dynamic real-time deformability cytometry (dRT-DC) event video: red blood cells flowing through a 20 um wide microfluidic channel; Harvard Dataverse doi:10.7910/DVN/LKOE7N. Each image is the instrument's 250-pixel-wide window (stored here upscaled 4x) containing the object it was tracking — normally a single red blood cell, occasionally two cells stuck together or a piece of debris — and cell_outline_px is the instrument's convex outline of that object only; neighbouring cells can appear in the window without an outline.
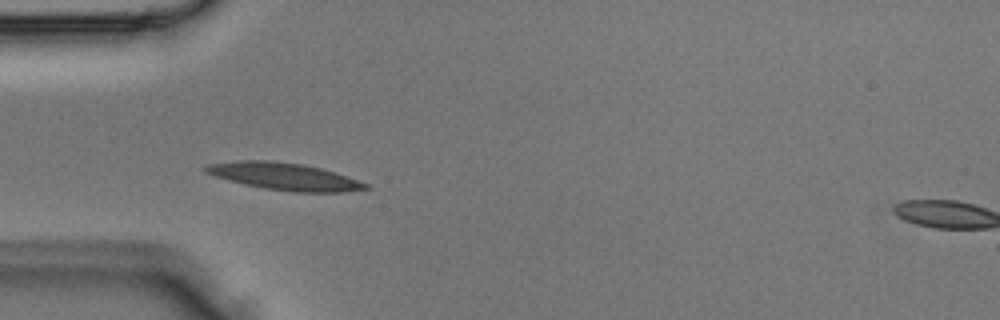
{"species": "Egyptian fruit bat (a non-hibernating species)", "species_latin": "Rousettus aegyptiacus", "temperature_condition": "room temperature", "stored_images_in_passage": 4, "camera_frame_rate_fps": 3000, "um_per_image_px": 0.085, "animal": {"sex": "male"}, "frame": {"image": 1, "passage_image": 4, "time_ms": 1.0, "image_size_px": [1000, 320], "cell_outline_px": [[372, 188], [344, 192], [292, 192], [264, 188], [244, 184], [216, 176], [204, 172], [204, 168], [208, 164], [240, 160], [272, 160], [300, 164], [320, 168], [368, 184]], "centroid_in_image_um": [24.15, 15.0], "position_along_channel_um": 60.8, "area_um2": 24.97}}